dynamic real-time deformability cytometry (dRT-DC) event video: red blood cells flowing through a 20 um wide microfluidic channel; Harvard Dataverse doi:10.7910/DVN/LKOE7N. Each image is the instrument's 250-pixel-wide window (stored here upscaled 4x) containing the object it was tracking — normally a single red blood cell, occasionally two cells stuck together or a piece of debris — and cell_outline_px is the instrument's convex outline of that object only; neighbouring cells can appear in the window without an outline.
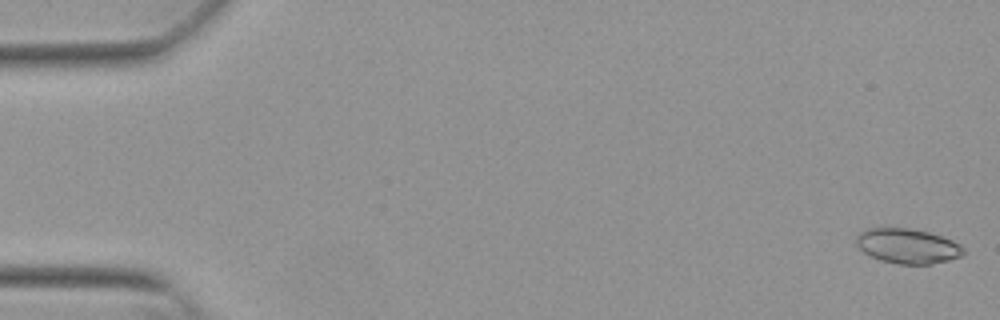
{"species": "Egyptian fruit bat (a non-hibernating species)", "species_latin": "Rousettus aegyptiacus", "temperature_condition": "warm", "stored_images_in_passage": 53, "camera_frame_rate_fps": 3000, "um_per_image_px": 0.085, "animal": {"sex": "female"}, "frame": {"image": 1, "passage_image": 1, "time_ms": 0.0, "image_size_px": [1000, 320], "cell_outline_px": [[964, 252], [960, 256], [948, 260], [932, 264], [900, 264], [880, 260], [864, 252], [856, 244], [856, 236], [860, 232], [868, 228], [908, 228], [928, 232], [952, 240], [960, 244], [964, 248]], "centroid_in_image_um": [77.14, 20.91], "position_along_channel_um": 7.9, "area_um2": 21.62}}
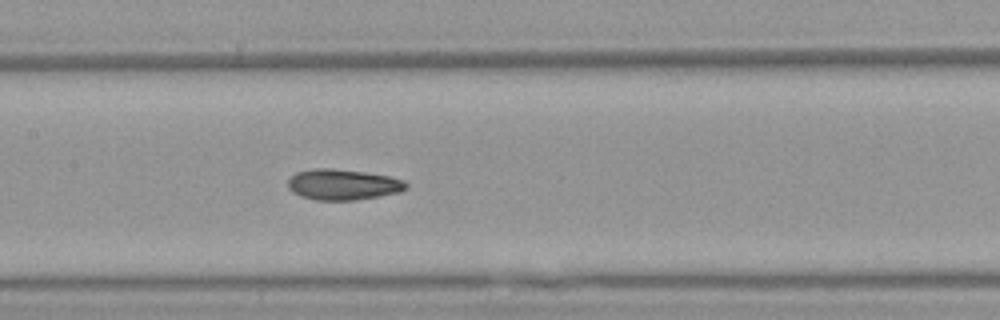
{"frame": {"image": 2, "passage_image": 26, "time_ms": 8.333, "image_size_px": [1000, 320], "cell_outline_px": [[408, 188], [400, 192], [380, 196], [356, 200], [316, 200], [300, 196], [292, 192], [288, 188], [288, 180], [296, 172], [312, 168], [332, 168], [364, 172], [388, 176], [404, 180], [408, 184]], "centroid_in_image_um": [29.15, 15.69], "position_along_channel_um": 178.3, "area_um2": 21.33}}
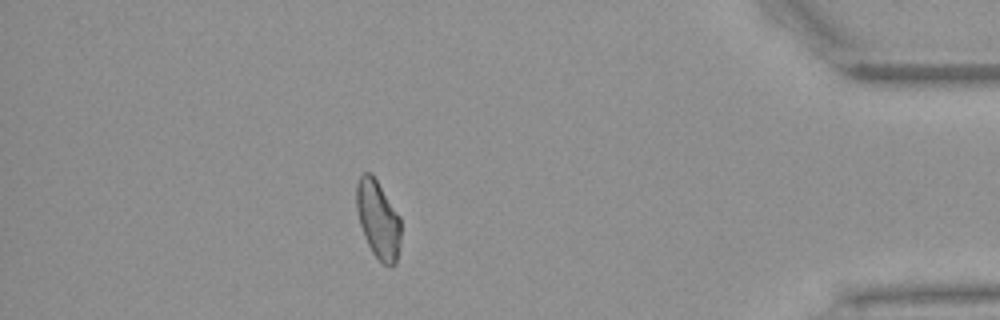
{"frame": {"image": 3, "passage_image": 47, "time_ms": 15.333, "image_size_px": [1000, 320], "cell_outline_px": [[400, 244], [396, 264], [392, 268], [384, 264], [372, 252], [364, 236], [360, 224], [356, 208], [356, 184], [360, 176], [364, 172], [372, 172], [400, 216]], "centroid_in_image_um": [32.14, 18.64], "position_along_channel_um": 403.1, "area_um2": 20.35}, "authors_computed_cell_mechanics": {"area_um2": 20.9814, "velocity_mm_per_s": 3.8388, "shape_relaxation_time_tau1_ms": 6.0692, "shape_relaxation_time_tau2_ms": 2.1805, "deformation_change_tau1": 0.1767, "deformation_change_tau2": 0.07}}